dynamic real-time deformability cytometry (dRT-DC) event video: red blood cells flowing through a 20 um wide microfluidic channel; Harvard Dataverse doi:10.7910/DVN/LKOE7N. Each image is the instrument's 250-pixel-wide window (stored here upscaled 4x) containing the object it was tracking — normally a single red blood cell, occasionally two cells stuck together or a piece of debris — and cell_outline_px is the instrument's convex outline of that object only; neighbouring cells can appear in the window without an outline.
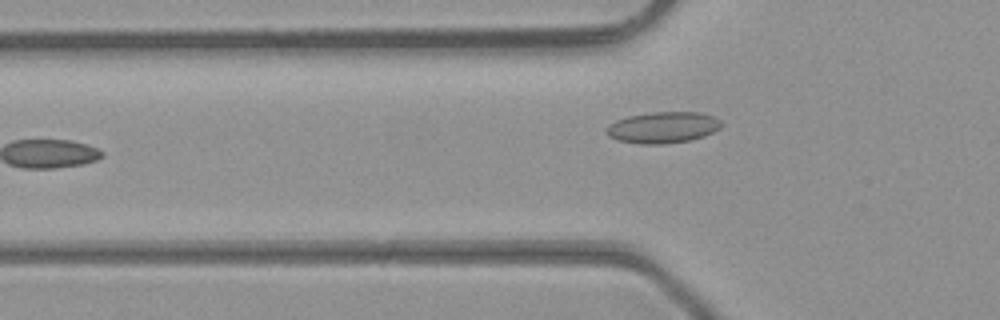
{"species": "common noctule bat (a hibernating species)", "species_latin": "Nyctalus noctula", "temperature_condition": "room temperature", "stored_images_in_passage": 4, "camera_frame_rate_fps": 3000, "um_per_image_px": 0.085, "animal": {"sex": "male", "body_mass_g": 23.1, "forearm_length_mm": 52.7}, "frame": {"image": 1, "passage_image": 4, "time_ms": 1.0, "image_size_px": [1000, 320], "cell_outline_px": [[724, 124], [720, 128], [704, 136], [692, 140], [664, 144], [640, 144], [616, 140], [608, 136], [608, 124], [616, 120], [628, 116], [652, 112], [700, 112], [716, 116]], "centroid_in_image_um": [56.39, 10.83], "position_along_channel_um": 69.4, "area_um2": 21.15}}